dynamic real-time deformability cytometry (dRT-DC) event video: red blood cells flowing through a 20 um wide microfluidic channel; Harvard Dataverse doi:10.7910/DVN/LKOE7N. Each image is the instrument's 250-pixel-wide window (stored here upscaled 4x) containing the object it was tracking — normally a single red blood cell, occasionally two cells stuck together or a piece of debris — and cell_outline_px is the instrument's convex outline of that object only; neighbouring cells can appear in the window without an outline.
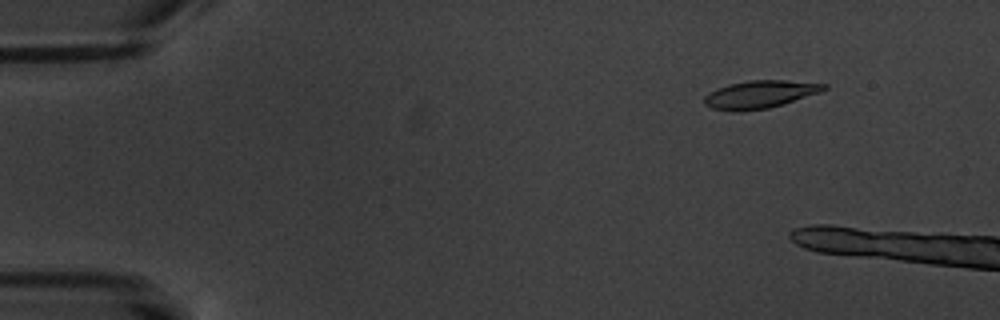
{"species": "common noctule bat (a hibernating species)", "species_latin": "Nyctalus noctula", "temperature_condition": "warm", "stored_images_in_passage": 4, "camera_frame_rate_fps": 3000, "um_per_image_px": 0.085, "animal": {"sex": "male", "body_mass_g": 20.1, "forearm_length_mm": 53.5}, "frame": {"image": 1, "passage_image": 2, "time_ms": 1.0, "image_size_px": [1000, 320], "cell_outline_px": [[828, 88], [820, 92], [784, 104], [768, 108], [740, 112], [712, 108], [704, 104], [704, 96], [708, 92], [716, 88], [728, 84], [748, 80], [784, 80], [828, 84]], "centroid_in_image_um": [64.57, 8.02], "position_along_channel_um": 20.4, "area_um2": 19.48}}